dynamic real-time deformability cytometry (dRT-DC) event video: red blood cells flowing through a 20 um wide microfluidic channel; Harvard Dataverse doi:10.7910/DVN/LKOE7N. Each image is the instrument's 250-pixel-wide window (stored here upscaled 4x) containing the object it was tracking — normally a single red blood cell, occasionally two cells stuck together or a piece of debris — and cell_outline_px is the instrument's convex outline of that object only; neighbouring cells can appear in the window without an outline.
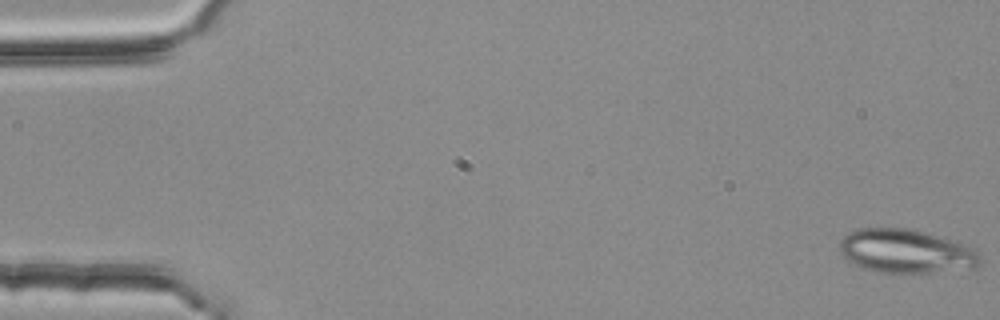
{"species": "common noctule bat (a hibernating species)", "species_latin": "Nyctalus noctula", "temperature_condition": "room temperature", "stored_images_in_passage": 53, "camera_frame_rate_fps": 3000, "um_per_image_px": 0.085, "animal": {"sex": "female", "body_mass_g": 25.1}, "frame": {"image": 1, "passage_image": 1, "time_ms": 0.0, "image_size_px": [1000, 320], "cell_outline_px": [[980, 264], [976, 268], [932, 272], [880, 272], [864, 268], [848, 260], [840, 252], [840, 240], [848, 232], [856, 228], [908, 228], [924, 232], [972, 248], [980, 252]], "centroid_in_image_um": [76.99, 21.35], "position_along_channel_um": 8.0, "area_um2": 35.37}}
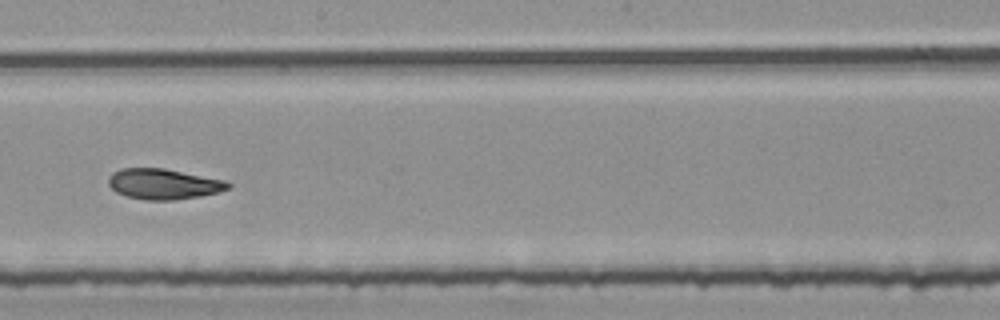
{"frame": {"image": 2, "passage_image": 31, "time_ms": 10.0, "image_size_px": [1000, 320], "cell_outline_px": [[232, 188], [220, 192], [200, 196], [176, 200], [148, 200], [128, 196], [116, 192], [108, 184], [108, 176], [112, 172], [120, 168], [164, 168], [224, 180], [232, 184]], "centroid_in_image_um": [13.91, 15.64], "position_along_channel_um": 234.3, "area_um2": 21.39}}
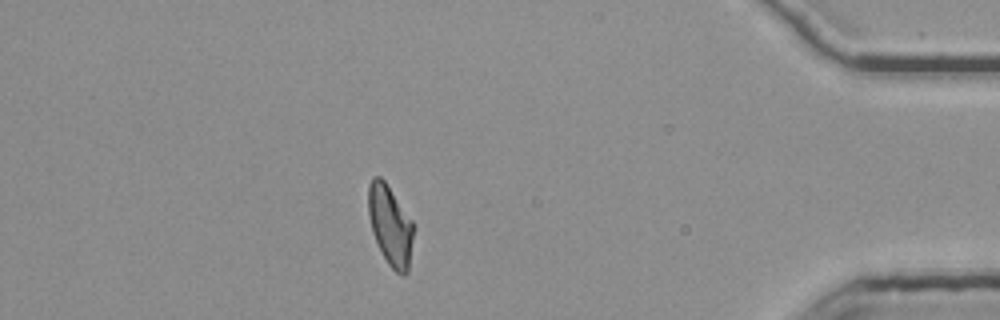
{"frame": {"image": 3, "passage_image": 48, "time_ms": 15.667, "image_size_px": [1000, 320], "cell_outline_px": [[416, 228], [408, 272], [404, 276], [400, 276], [388, 264], [372, 232], [368, 212], [368, 184], [372, 176], [380, 176], [384, 180], [412, 220]], "centroid_in_image_um": [33.2, 19.17], "position_along_channel_um": 402.0, "area_um2": 21.39}, "authors_computed_cell_mechanics": {"area_um2": 21.675, "velocity_mm_per_s": 3.7704, "shape_relaxation_time_tau1_ms": null, "shape_relaxation_time_tau2_ms": 5.8327, "deformation_change_tau1": null, "deformation_change_tau2": 0.1243}}